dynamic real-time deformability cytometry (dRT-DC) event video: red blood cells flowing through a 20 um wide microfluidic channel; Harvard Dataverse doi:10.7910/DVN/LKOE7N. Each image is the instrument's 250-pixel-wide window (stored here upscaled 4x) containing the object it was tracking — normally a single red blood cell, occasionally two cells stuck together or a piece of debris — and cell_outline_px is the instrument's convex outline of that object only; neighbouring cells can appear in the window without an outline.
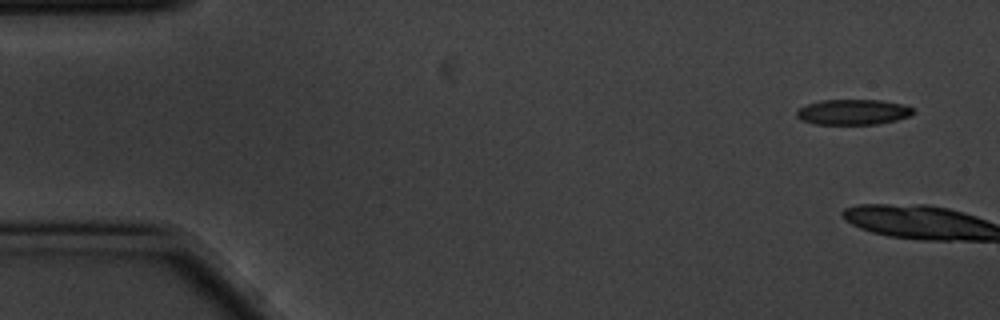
{"species": "common noctule bat (a hibernating species)", "species_latin": "Nyctalus noctula", "temperature_condition": "cold", "stored_images_in_passage": 6, "camera_frame_rate_fps": 3000, "um_per_image_px": 0.085, "animal": {"sex": "male", "body_mass_g": 20.1, "forearm_length_mm": 53.5}, "frame": {"image": 1, "passage_image": 1, "time_ms": 0.0, "image_size_px": [1000, 320], "cell_outline_px": [[916, 112], [912, 116], [896, 120], [876, 124], [816, 124], [800, 120], [796, 116], [796, 112], [800, 108], [808, 104], [820, 100], [880, 100], [904, 104], [916, 108]], "centroid_in_image_um": [72.57, 9.52], "position_along_channel_um": 12.4, "area_um2": 17.46}}